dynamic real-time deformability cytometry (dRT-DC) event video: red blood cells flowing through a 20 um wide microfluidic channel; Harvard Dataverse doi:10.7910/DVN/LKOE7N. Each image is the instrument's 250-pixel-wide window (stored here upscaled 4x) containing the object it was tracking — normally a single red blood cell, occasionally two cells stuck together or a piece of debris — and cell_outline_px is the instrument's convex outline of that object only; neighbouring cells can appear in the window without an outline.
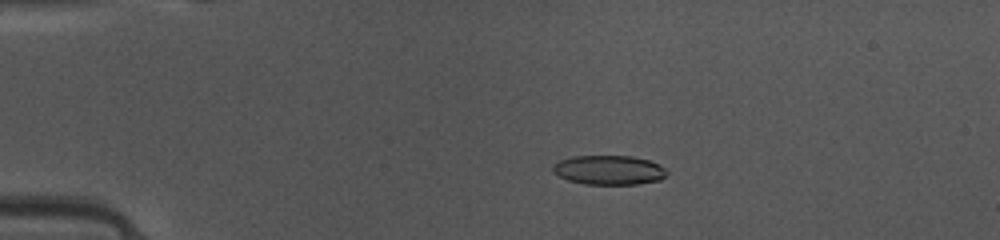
{"species": "common noctule bat (a hibernating species)", "species_latin": "Nyctalus noctula", "temperature_condition": "warm", "stored_images_in_passage": 49, "camera_frame_rate_fps": 3000, "um_per_image_px": 0.085, "animal": {"sex": "female", "body_mass_g": 10.0, "forearm_length_mm": 53.1}, "frame": {"image": 1, "passage_image": 11, "time_ms": 3.333, "image_size_px": [1000, 240], "cell_outline_px": [[668, 172], [660, 180], [640, 184], [584, 184], [568, 180], [552, 172], [552, 164], [560, 160], [572, 156], [632, 156], [648, 160], [660, 164]], "centroid_in_image_um": [51.75, 14.45], "position_along_channel_um": 33.3, "area_um2": 19.59}}
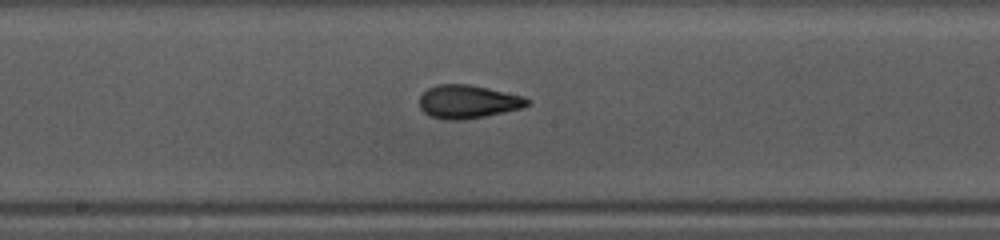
{"frame": {"image": 2, "passage_image": 27, "time_ms": 8.667, "image_size_px": [1000, 240], "cell_outline_px": [[532, 100], [524, 108], [464, 120], [444, 120], [432, 116], [424, 112], [420, 108], [420, 96], [428, 88], [436, 84], [468, 84], [488, 88], [524, 96]], "centroid_in_image_um": [39.79, 8.64], "position_along_channel_um": 208.4, "area_um2": 21.04}}
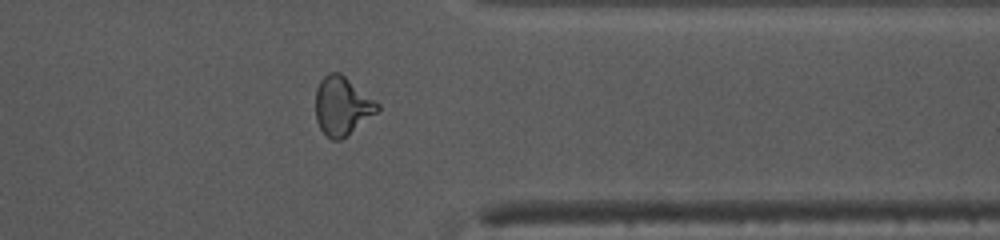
{"frame": {"image": 3, "passage_image": 40, "time_ms": 13.0, "image_size_px": [1000, 240], "cell_outline_px": [[380, 108], [376, 112], [340, 140], [332, 140], [320, 128], [316, 120], [316, 88], [320, 80], [328, 72], [340, 72], [380, 104]], "centroid_in_image_um": [29.06, 8.97], "position_along_channel_um": 382.3, "area_um2": 20.75}, "authors_computed_cell_mechanics": {"area_um2": 20.4034, "velocity_mm_per_s": 4.124, "shape_relaxation_time_tau1_ms": 3.43, "shape_relaxation_time_tau2_ms": 1.3999, "deformation_change_tau1": 0.1496, "deformation_change_tau2": 0.0804}}